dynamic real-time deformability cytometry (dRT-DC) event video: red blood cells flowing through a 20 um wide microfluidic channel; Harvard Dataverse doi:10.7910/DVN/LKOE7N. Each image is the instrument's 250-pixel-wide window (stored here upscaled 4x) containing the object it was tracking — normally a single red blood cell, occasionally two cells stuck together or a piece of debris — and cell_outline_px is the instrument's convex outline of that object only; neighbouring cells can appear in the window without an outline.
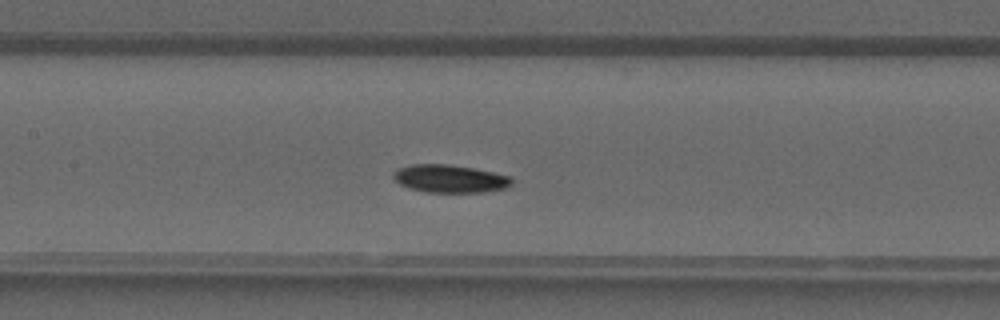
{"species": "common noctule bat (a hibernating species)", "species_latin": "Nyctalus noctula", "temperature_condition": "warm", "stored_images_in_passage": 30, "camera_frame_rate_fps": 3000, "um_per_image_px": 0.085, "animal": {"sex": "male", "forearm_length_mm": 52.5}, "frame": {"image": 1, "passage_image": 9, "time_ms": 2.667, "image_size_px": [1000, 320], "cell_outline_px": [[512, 184], [504, 188], [484, 192], [428, 192], [408, 188], [400, 184], [392, 176], [392, 172], [408, 164], [444, 164], [472, 168], [512, 176]], "centroid_in_image_um": [38.22, 15.19], "position_along_channel_um": 169.2, "area_um2": 19.13}}
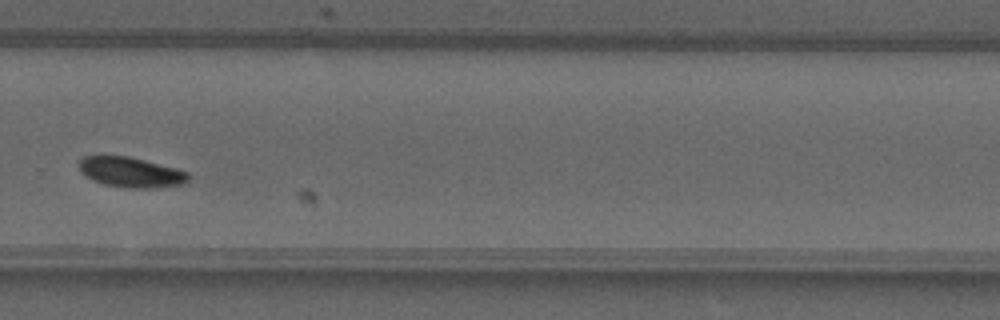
{"frame": {"image": 2, "passage_image": 18, "time_ms": 5.667, "image_size_px": [1000, 320], "cell_outline_px": [[188, 180], [184, 184], [152, 188], [132, 188], [104, 184], [92, 180], [84, 176], [80, 172], [80, 160], [84, 156], [128, 156], [176, 168], [188, 172]], "centroid_in_image_um": [11.12, 14.64], "position_along_channel_um": 318.7, "area_um2": 19.07}}
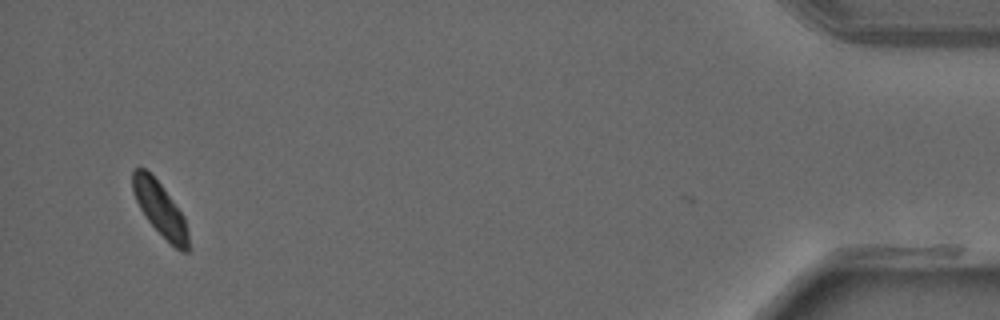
{"frame": {"image": 3, "passage_image": 29, "time_ms": 9.333, "image_size_px": [1000, 320], "cell_outline_px": [[188, 252], [180, 252], [148, 220], [140, 208], [132, 192], [132, 168], [144, 168], [160, 184], [184, 216], [188, 232]], "centroid_in_image_um": [13.59, 17.75], "position_along_channel_um": 421.6, "area_um2": 16.99}}